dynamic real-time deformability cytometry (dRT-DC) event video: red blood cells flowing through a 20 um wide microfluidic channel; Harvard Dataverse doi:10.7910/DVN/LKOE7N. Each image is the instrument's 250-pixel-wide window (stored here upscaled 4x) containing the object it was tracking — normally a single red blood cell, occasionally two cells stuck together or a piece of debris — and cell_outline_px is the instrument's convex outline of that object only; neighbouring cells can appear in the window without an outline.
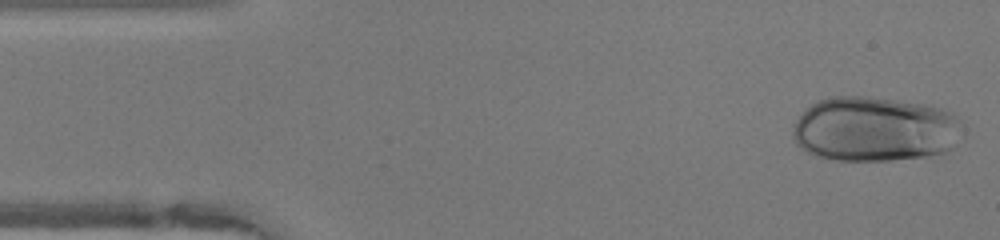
{"species": "human", "species_latin": "Homo sapiens", "temperature_condition": "warm", "stored_images_in_passage": 47, "camera_frame_rate_fps": 3000, "um_per_image_px": 0.085, "donor": {"sex": "female"}, "frame": {"image": 1, "passage_image": 1, "time_ms": 0.0, "image_size_px": [1000, 240], "cell_outline_px": [[960, 120], [956, 144], [952, 148], [944, 152], [928, 156], [892, 160], [836, 160], [812, 156], [800, 148], [796, 144], [792, 136], [792, 128], [800, 112], [804, 108], [816, 100], [832, 96], [868, 96], [924, 104], [940, 108], [952, 112]], "centroid_in_image_um": [74.27, 10.97], "position_along_channel_um": 10.7, "area_um2": 64.79}}